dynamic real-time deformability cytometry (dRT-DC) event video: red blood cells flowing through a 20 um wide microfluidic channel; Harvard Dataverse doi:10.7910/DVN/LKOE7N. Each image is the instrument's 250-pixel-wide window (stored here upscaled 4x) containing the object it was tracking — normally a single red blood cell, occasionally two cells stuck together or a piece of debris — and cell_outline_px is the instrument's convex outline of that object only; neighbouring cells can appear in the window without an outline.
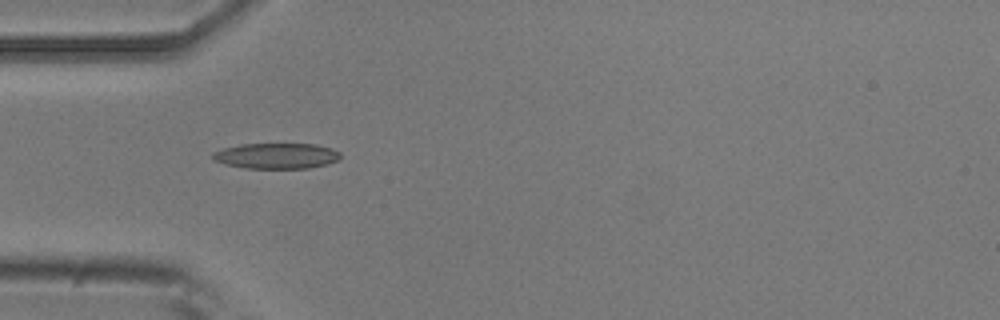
{"species": "common noctule bat (a hibernating species)", "species_latin": "Nyctalus noctula", "temperature_condition": "room temperature", "stored_images_in_passage": 6, "camera_frame_rate_fps": 3000, "um_per_image_px": 0.085, "animal": {"sex": "male", "body_mass_g": 20.5, "forearm_length_mm": 52.5}, "frame": {"image": 1, "passage_image": 3, "time_ms": 3.0, "image_size_px": [1000, 320], "cell_outline_px": [[340, 156], [336, 160], [324, 164], [308, 168], [248, 168], [228, 164], [212, 160], [212, 152], [224, 148], [240, 144], [316, 144], [332, 148], [340, 152]], "centroid_in_image_um": [23.48, 13.23], "position_along_channel_um": 61.5, "area_um2": 18.84}}
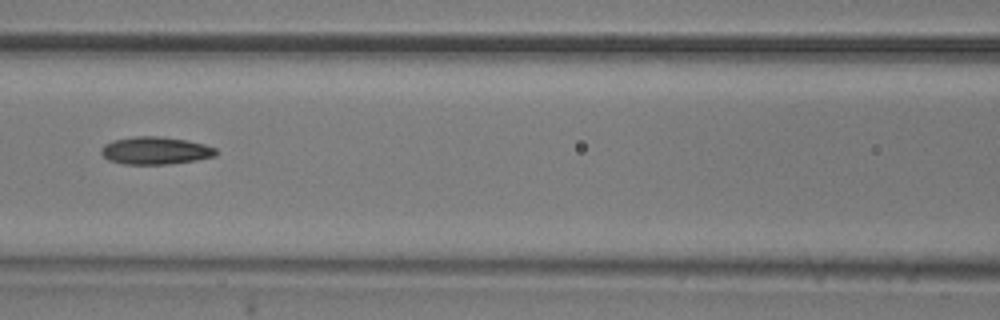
{"frame": {"image": 2, "passage_image": 5, "time_ms": 5.333, "image_size_px": [1000, 320], "cell_outline_px": [[216, 156], [196, 160], [168, 164], [124, 164], [108, 160], [100, 152], [100, 148], [104, 144], [112, 140], [136, 136], [160, 136], [188, 140], [204, 144], [216, 148]], "centroid_in_image_um": [13.19, 12.79], "position_along_channel_um": 153.4, "area_um2": 18.55}}
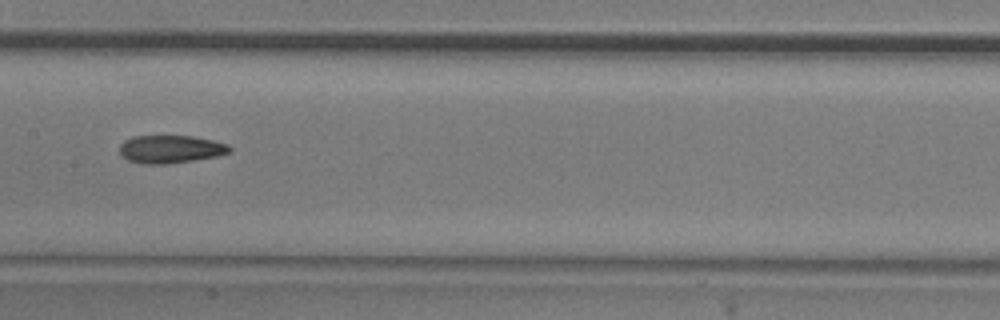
{"frame": {"image": 3, "passage_image": 6, "time_ms": 6.333, "image_size_px": [1000, 320], "cell_outline_px": [[232, 152], [216, 156], [168, 164], [144, 164], [128, 160], [120, 156], [120, 144], [124, 140], [132, 136], [192, 136], [212, 140], [228, 144], [232, 148]], "centroid_in_image_um": [14.48, 12.68], "position_along_channel_um": 192.9, "area_um2": 17.98}}